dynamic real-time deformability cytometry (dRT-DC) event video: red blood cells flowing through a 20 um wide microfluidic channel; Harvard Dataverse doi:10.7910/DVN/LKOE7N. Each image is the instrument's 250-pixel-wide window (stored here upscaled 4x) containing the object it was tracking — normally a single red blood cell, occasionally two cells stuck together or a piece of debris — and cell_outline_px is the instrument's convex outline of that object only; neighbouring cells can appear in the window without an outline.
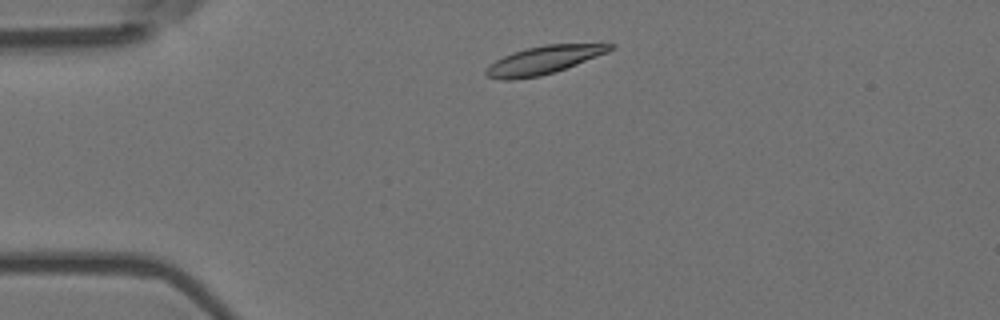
{"species": "Egyptian fruit bat (a non-hibernating species)", "species_latin": "Rousettus aegyptiacus", "temperature_condition": "room temperature", "stored_images_in_passage": 2, "camera_frame_rate_fps": 3000, "um_per_image_px": 0.085, "animal": {"sex": "female"}, "frame": {"image": 1, "passage_image": 1, "time_ms": 0.0, "image_size_px": [1000, 320], "cell_outline_px": [[616, 48], [608, 52], [576, 64], [540, 76], [512, 80], [504, 80], [488, 76], [484, 72], [484, 68], [488, 64], [512, 52], [528, 48], [548, 44], [616, 44]], "centroid_in_image_um": [46.18, 5.1], "position_along_channel_um": 38.8, "area_um2": 20.06}}